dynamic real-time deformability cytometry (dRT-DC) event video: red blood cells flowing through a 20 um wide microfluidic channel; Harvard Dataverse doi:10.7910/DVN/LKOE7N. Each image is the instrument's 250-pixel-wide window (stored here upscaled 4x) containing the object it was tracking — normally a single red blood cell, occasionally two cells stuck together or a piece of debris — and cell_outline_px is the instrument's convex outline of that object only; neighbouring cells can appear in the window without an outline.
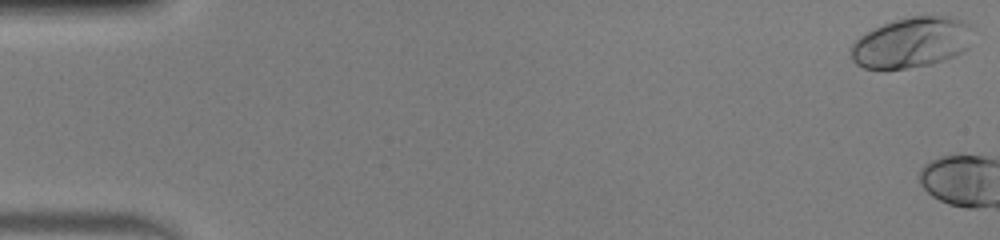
{"species": "human", "species_latin": "Homo sapiens", "temperature_condition": "warm", "stored_images_in_passage": 4, "camera_frame_rate_fps": 3000, "um_per_image_px": 0.085, "donor": {"sex": "male"}, "frame": {"image": 1, "passage_image": 1, "time_ms": 0.0, "image_size_px": [1000, 240], "cell_outline_px": [[972, 28], [968, 48], [956, 56], [932, 64], [904, 68], [864, 68], [856, 64], [852, 60], [852, 44], [860, 36], [892, 20], [912, 16], [952, 16], [968, 24]], "centroid_in_image_um": [77.51, 3.61], "position_along_channel_um": 7.5, "area_um2": 35.55}}